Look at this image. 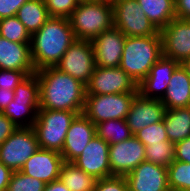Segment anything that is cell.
I'll use <instances>...</instances> for the list:
<instances>
[{
	"mask_svg": "<svg viewBox=\"0 0 190 191\" xmlns=\"http://www.w3.org/2000/svg\"><path fill=\"white\" fill-rule=\"evenodd\" d=\"M39 82V110L83 112L86 85L56 67L35 72Z\"/></svg>",
	"mask_w": 190,
	"mask_h": 191,
	"instance_id": "6da1fadb",
	"label": "cell"
},
{
	"mask_svg": "<svg viewBox=\"0 0 190 191\" xmlns=\"http://www.w3.org/2000/svg\"><path fill=\"white\" fill-rule=\"evenodd\" d=\"M75 40L68 18L50 17L31 35V58L35 70L55 67Z\"/></svg>",
	"mask_w": 190,
	"mask_h": 191,
	"instance_id": "7a4b0ae2",
	"label": "cell"
},
{
	"mask_svg": "<svg viewBox=\"0 0 190 191\" xmlns=\"http://www.w3.org/2000/svg\"><path fill=\"white\" fill-rule=\"evenodd\" d=\"M162 56L161 35L126 37L119 67L139 84Z\"/></svg>",
	"mask_w": 190,
	"mask_h": 191,
	"instance_id": "3957f363",
	"label": "cell"
},
{
	"mask_svg": "<svg viewBox=\"0 0 190 191\" xmlns=\"http://www.w3.org/2000/svg\"><path fill=\"white\" fill-rule=\"evenodd\" d=\"M68 19L76 39L92 41L114 27L112 1H80Z\"/></svg>",
	"mask_w": 190,
	"mask_h": 191,
	"instance_id": "277c9868",
	"label": "cell"
},
{
	"mask_svg": "<svg viewBox=\"0 0 190 191\" xmlns=\"http://www.w3.org/2000/svg\"><path fill=\"white\" fill-rule=\"evenodd\" d=\"M82 112L38 110L33 129L39 147L61 153L67 131L78 114Z\"/></svg>",
	"mask_w": 190,
	"mask_h": 191,
	"instance_id": "5b68a950",
	"label": "cell"
},
{
	"mask_svg": "<svg viewBox=\"0 0 190 191\" xmlns=\"http://www.w3.org/2000/svg\"><path fill=\"white\" fill-rule=\"evenodd\" d=\"M39 97L38 77L36 73L28 75L14 89V99L7 105L2 113L9 118L17 128L33 127L39 110ZM26 117L27 119L24 120ZM26 120H29L28 123Z\"/></svg>",
	"mask_w": 190,
	"mask_h": 191,
	"instance_id": "8992f818",
	"label": "cell"
},
{
	"mask_svg": "<svg viewBox=\"0 0 190 191\" xmlns=\"http://www.w3.org/2000/svg\"><path fill=\"white\" fill-rule=\"evenodd\" d=\"M137 94L86 95L82 113L94 124L107 120L126 119Z\"/></svg>",
	"mask_w": 190,
	"mask_h": 191,
	"instance_id": "52a82bcc",
	"label": "cell"
},
{
	"mask_svg": "<svg viewBox=\"0 0 190 191\" xmlns=\"http://www.w3.org/2000/svg\"><path fill=\"white\" fill-rule=\"evenodd\" d=\"M114 27L126 37L160 35L146 17L137 0H111Z\"/></svg>",
	"mask_w": 190,
	"mask_h": 191,
	"instance_id": "ba28073f",
	"label": "cell"
},
{
	"mask_svg": "<svg viewBox=\"0 0 190 191\" xmlns=\"http://www.w3.org/2000/svg\"><path fill=\"white\" fill-rule=\"evenodd\" d=\"M39 148L33 127H20L0 145V161L13 172L20 171Z\"/></svg>",
	"mask_w": 190,
	"mask_h": 191,
	"instance_id": "9c48e42d",
	"label": "cell"
},
{
	"mask_svg": "<svg viewBox=\"0 0 190 191\" xmlns=\"http://www.w3.org/2000/svg\"><path fill=\"white\" fill-rule=\"evenodd\" d=\"M55 67L86 85L95 68L92 42L75 40Z\"/></svg>",
	"mask_w": 190,
	"mask_h": 191,
	"instance_id": "30bf717a",
	"label": "cell"
},
{
	"mask_svg": "<svg viewBox=\"0 0 190 191\" xmlns=\"http://www.w3.org/2000/svg\"><path fill=\"white\" fill-rule=\"evenodd\" d=\"M118 93H138V84L120 67L95 66L93 74L86 84V95Z\"/></svg>",
	"mask_w": 190,
	"mask_h": 191,
	"instance_id": "8fae6325",
	"label": "cell"
},
{
	"mask_svg": "<svg viewBox=\"0 0 190 191\" xmlns=\"http://www.w3.org/2000/svg\"><path fill=\"white\" fill-rule=\"evenodd\" d=\"M162 55L180 64L190 58V19H173L160 30Z\"/></svg>",
	"mask_w": 190,
	"mask_h": 191,
	"instance_id": "7c38bea8",
	"label": "cell"
},
{
	"mask_svg": "<svg viewBox=\"0 0 190 191\" xmlns=\"http://www.w3.org/2000/svg\"><path fill=\"white\" fill-rule=\"evenodd\" d=\"M111 176H126L146 161L145 145L134 135L125 141L109 145Z\"/></svg>",
	"mask_w": 190,
	"mask_h": 191,
	"instance_id": "4fadbf2b",
	"label": "cell"
},
{
	"mask_svg": "<svg viewBox=\"0 0 190 191\" xmlns=\"http://www.w3.org/2000/svg\"><path fill=\"white\" fill-rule=\"evenodd\" d=\"M109 144L94 135L82 153L72 162L86 174L102 179L111 176Z\"/></svg>",
	"mask_w": 190,
	"mask_h": 191,
	"instance_id": "5bb4252c",
	"label": "cell"
},
{
	"mask_svg": "<svg viewBox=\"0 0 190 191\" xmlns=\"http://www.w3.org/2000/svg\"><path fill=\"white\" fill-rule=\"evenodd\" d=\"M125 177L128 191H170L167 167L162 165L144 161Z\"/></svg>",
	"mask_w": 190,
	"mask_h": 191,
	"instance_id": "9a60e30c",
	"label": "cell"
},
{
	"mask_svg": "<svg viewBox=\"0 0 190 191\" xmlns=\"http://www.w3.org/2000/svg\"><path fill=\"white\" fill-rule=\"evenodd\" d=\"M126 36L117 28L104 31L91 42L94 49L95 66L119 67Z\"/></svg>",
	"mask_w": 190,
	"mask_h": 191,
	"instance_id": "2e32d148",
	"label": "cell"
},
{
	"mask_svg": "<svg viewBox=\"0 0 190 191\" xmlns=\"http://www.w3.org/2000/svg\"><path fill=\"white\" fill-rule=\"evenodd\" d=\"M179 65V62L162 56L138 84V93L144 98L161 100L169 86L173 72Z\"/></svg>",
	"mask_w": 190,
	"mask_h": 191,
	"instance_id": "e0dca14e",
	"label": "cell"
},
{
	"mask_svg": "<svg viewBox=\"0 0 190 191\" xmlns=\"http://www.w3.org/2000/svg\"><path fill=\"white\" fill-rule=\"evenodd\" d=\"M63 162L61 153L39 148L25 162L20 171L47 184L59 179L60 168Z\"/></svg>",
	"mask_w": 190,
	"mask_h": 191,
	"instance_id": "ac0fdd59",
	"label": "cell"
},
{
	"mask_svg": "<svg viewBox=\"0 0 190 191\" xmlns=\"http://www.w3.org/2000/svg\"><path fill=\"white\" fill-rule=\"evenodd\" d=\"M165 111L166 108L160 100L144 98L138 93L126 118L131 133L134 135L144 127L162 121Z\"/></svg>",
	"mask_w": 190,
	"mask_h": 191,
	"instance_id": "d6986e66",
	"label": "cell"
},
{
	"mask_svg": "<svg viewBox=\"0 0 190 191\" xmlns=\"http://www.w3.org/2000/svg\"><path fill=\"white\" fill-rule=\"evenodd\" d=\"M96 135L95 124L83 113L78 114L72 121L63 144L61 155L65 162L76 159L93 136Z\"/></svg>",
	"mask_w": 190,
	"mask_h": 191,
	"instance_id": "ffe728a7",
	"label": "cell"
},
{
	"mask_svg": "<svg viewBox=\"0 0 190 191\" xmlns=\"http://www.w3.org/2000/svg\"><path fill=\"white\" fill-rule=\"evenodd\" d=\"M0 69L23 71L27 76L34 74L30 44L12 42L0 36Z\"/></svg>",
	"mask_w": 190,
	"mask_h": 191,
	"instance_id": "44dd1931",
	"label": "cell"
},
{
	"mask_svg": "<svg viewBox=\"0 0 190 191\" xmlns=\"http://www.w3.org/2000/svg\"><path fill=\"white\" fill-rule=\"evenodd\" d=\"M167 109L190 107V78L181 64L175 69L163 98Z\"/></svg>",
	"mask_w": 190,
	"mask_h": 191,
	"instance_id": "7402d4cb",
	"label": "cell"
},
{
	"mask_svg": "<svg viewBox=\"0 0 190 191\" xmlns=\"http://www.w3.org/2000/svg\"><path fill=\"white\" fill-rule=\"evenodd\" d=\"M163 122L170 142L184 140L190 136V107L167 109Z\"/></svg>",
	"mask_w": 190,
	"mask_h": 191,
	"instance_id": "603a6c76",
	"label": "cell"
},
{
	"mask_svg": "<svg viewBox=\"0 0 190 191\" xmlns=\"http://www.w3.org/2000/svg\"><path fill=\"white\" fill-rule=\"evenodd\" d=\"M137 2L159 31L176 18L175 0H137Z\"/></svg>",
	"mask_w": 190,
	"mask_h": 191,
	"instance_id": "cb8c5ba5",
	"label": "cell"
},
{
	"mask_svg": "<svg viewBox=\"0 0 190 191\" xmlns=\"http://www.w3.org/2000/svg\"><path fill=\"white\" fill-rule=\"evenodd\" d=\"M16 17L30 35L38 31L50 18L44 0H28L19 8Z\"/></svg>",
	"mask_w": 190,
	"mask_h": 191,
	"instance_id": "d4e9b609",
	"label": "cell"
},
{
	"mask_svg": "<svg viewBox=\"0 0 190 191\" xmlns=\"http://www.w3.org/2000/svg\"><path fill=\"white\" fill-rule=\"evenodd\" d=\"M59 179L70 191H92L97 179L86 174L73 162H63L60 168Z\"/></svg>",
	"mask_w": 190,
	"mask_h": 191,
	"instance_id": "484cf974",
	"label": "cell"
},
{
	"mask_svg": "<svg viewBox=\"0 0 190 191\" xmlns=\"http://www.w3.org/2000/svg\"><path fill=\"white\" fill-rule=\"evenodd\" d=\"M95 132L109 145L125 141L133 136L126 119L107 120L95 124Z\"/></svg>",
	"mask_w": 190,
	"mask_h": 191,
	"instance_id": "4316f807",
	"label": "cell"
},
{
	"mask_svg": "<svg viewBox=\"0 0 190 191\" xmlns=\"http://www.w3.org/2000/svg\"><path fill=\"white\" fill-rule=\"evenodd\" d=\"M170 191H190V163L174 160L167 167Z\"/></svg>",
	"mask_w": 190,
	"mask_h": 191,
	"instance_id": "83f0119b",
	"label": "cell"
},
{
	"mask_svg": "<svg viewBox=\"0 0 190 191\" xmlns=\"http://www.w3.org/2000/svg\"><path fill=\"white\" fill-rule=\"evenodd\" d=\"M0 36L12 42L31 43V35L16 16L0 19Z\"/></svg>",
	"mask_w": 190,
	"mask_h": 191,
	"instance_id": "f1b7e54d",
	"label": "cell"
},
{
	"mask_svg": "<svg viewBox=\"0 0 190 191\" xmlns=\"http://www.w3.org/2000/svg\"><path fill=\"white\" fill-rule=\"evenodd\" d=\"M146 161L168 167L175 158V143L161 141V143L145 146Z\"/></svg>",
	"mask_w": 190,
	"mask_h": 191,
	"instance_id": "f546056e",
	"label": "cell"
},
{
	"mask_svg": "<svg viewBox=\"0 0 190 191\" xmlns=\"http://www.w3.org/2000/svg\"><path fill=\"white\" fill-rule=\"evenodd\" d=\"M45 184L43 181L27 176L21 171H14L7 191H44Z\"/></svg>",
	"mask_w": 190,
	"mask_h": 191,
	"instance_id": "4dcf8cb0",
	"label": "cell"
},
{
	"mask_svg": "<svg viewBox=\"0 0 190 191\" xmlns=\"http://www.w3.org/2000/svg\"><path fill=\"white\" fill-rule=\"evenodd\" d=\"M134 136L145 146L161 143V141H169L163 120L144 127L136 132Z\"/></svg>",
	"mask_w": 190,
	"mask_h": 191,
	"instance_id": "1f68e13d",
	"label": "cell"
},
{
	"mask_svg": "<svg viewBox=\"0 0 190 191\" xmlns=\"http://www.w3.org/2000/svg\"><path fill=\"white\" fill-rule=\"evenodd\" d=\"M50 17L68 18L79 4L78 0H44Z\"/></svg>",
	"mask_w": 190,
	"mask_h": 191,
	"instance_id": "d6a6232c",
	"label": "cell"
},
{
	"mask_svg": "<svg viewBox=\"0 0 190 191\" xmlns=\"http://www.w3.org/2000/svg\"><path fill=\"white\" fill-rule=\"evenodd\" d=\"M92 191H128L127 179L117 175L97 179Z\"/></svg>",
	"mask_w": 190,
	"mask_h": 191,
	"instance_id": "836d02e7",
	"label": "cell"
},
{
	"mask_svg": "<svg viewBox=\"0 0 190 191\" xmlns=\"http://www.w3.org/2000/svg\"><path fill=\"white\" fill-rule=\"evenodd\" d=\"M26 77L23 71L0 69V88L14 91Z\"/></svg>",
	"mask_w": 190,
	"mask_h": 191,
	"instance_id": "e575fe53",
	"label": "cell"
},
{
	"mask_svg": "<svg viewBox=\"0 0 190 191\" xmlns=\"http://www.w3.org/2000/svg\"><path fill=\"white\" fill-rule=\"evenodd\" d=\"M28 0H0V19L16 16L19 8Z\"/></svg>",
	"mask_w": 190,
	"mask_h": 191,
	"instance_id": "d590c367",
	"label": "cell"
},
{
	"mask_svg": "<svg viewBox=\"0 0 190 191\" xmlns=\"http://www.w3.org/2000/svg\"><path fill=\"white\" fill-rule=\"evenodd\" d=\"M174 160L190 163V136L175 143Z\"/></svg>",
	"mask_w": 190,
	"mask_h": 191,
	"instance_id": "8d00e7d4",
	"label": "cell"
},
{
	"mask_svg": "<svg viewBox=\"0 0 190 191\" xmlns=\"http://www.w3.org/2000/svg\"><path fill=\"white\" fill-rule=\"evenodd\" d=\"M17 129L16 125L0 112V145Z\"/></svg>",
	"mask_w": 190,
	"mask_h": 191,
	"instance_id": "74e56055",
	"label": "cell"
},
{
	"mask_svg": "<svg viewBox=\"0 0 190 191\" xmlns=\"http://www.w3.org/2000/svg\"><path fill=\"white\" fill-rule=\"evenodd\" d=\"M176 18L190 19V0H175Z\"/></svg>",
	"mask_w": 190,
	"mask_h": 191,
	"instance_id": "f35d334b",
	"label": "cell"
},
{
	"mask_svg": "<svg viewBox=\"0 0 190 191\" xmlns=\"http://www.w3.org/2000/svg\"><path fill=\"white\" fill-rule=\"evenodd\" d=\"M13 171L0 161V191H7Z\"/></svg>",
	"mask_w": 190,
	"mask_h": 191,
	"instance_id": "ab89813d",
	"label": "cell"
},
{
	"mask_svg": "<svg viewBox=\"0 0 190 191\" xmlns=\"http://www.w3.org/2000/svg\"><path fill=\"white\" fill-rule=\"evenodd\" d=\"M13 99L14 91L0 88V112H3Z\"/></svg>",
	"mask_w": 190,
	"mask_h": 191,
	"instance_id": "60d3db41",
	"label": "cell"
},
{
	"mask_svg": "<svg viewBox=\"0 0 190 191\" xmlns=\"http://www.w3.org/2000/svg\"><path fill=\"white\" fill-rule=\"evenodd\" d=\"M44 191H70L64 183L60 180H54L50 183L45 184Z\"/></svg>",
	"mask_w": 190,
	"mask_h": 191,
	"instance_id": "b9f144b4",
	"label": "cell"
},
{
	"mask_svg": "<svg viewBox=\"0 0 190 191\" xmlns=\"http://www.w3.org/2000/svg\"><path fill=\"white\" fill-rule=\"evenodd\" d=\"M181 66L186 70L187 75H188L189 78H190V58L184 60V61L181 63Z\"/></svg>",
	"mask_w": 190,
	"mask_h": 191,
	"instance_id": "7bdbcfd3",
	"label": "cell"
}]
</instances>
